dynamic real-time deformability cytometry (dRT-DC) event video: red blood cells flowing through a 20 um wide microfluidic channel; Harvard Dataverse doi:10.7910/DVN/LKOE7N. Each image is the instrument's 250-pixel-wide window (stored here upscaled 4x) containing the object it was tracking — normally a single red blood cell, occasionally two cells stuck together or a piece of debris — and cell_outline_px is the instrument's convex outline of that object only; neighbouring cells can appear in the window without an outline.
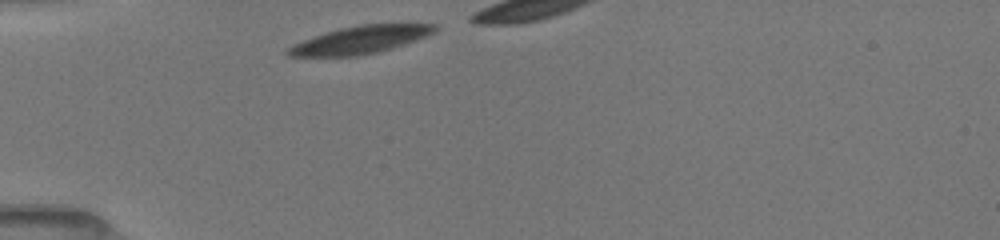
{"species": "common noctule bat (a hibernating species)", "species_latin": "Nyctalus noctula", "temperature_condition": "room temperature", "stored_images_in_passage": 8, "camera_frame_rate_fps": 3000, "um_per_image_px": 0.085, "animal": {"sex": "female", "body_mass_g": 19.5, "forearm_length_mm": 54.1}, "frame": {"image": 1, "passage_image": 1, "time_ms": 0.0, "image_size_px": [1000, 240], "cell_outline_px": [[436, 32], [392, 48], [380, 52], [360, 56], [288, 56], [284, 52], [292, 44], [340, 28], [364, 24], [436, 24]], "centroid_in_image_um": [30.61, 3.4], "position_along_channel_um": 54.4, "area_um2": 23.29}}
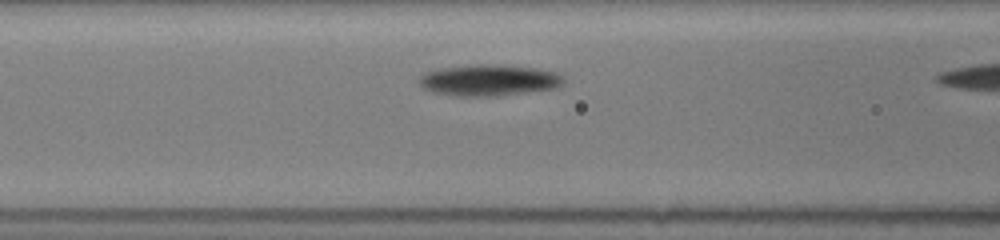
{"frame": {"image": 2, "passage_image": 7, "time_ms": 2.333, "image_size_px": [1000, 240], "cell_outline_px": [[564, 84], [556, 88], [496, 96], [456, 96], [432, 92], [424, 88], [420, 84], [420, 76], [424, 72], [440, 68], [468, 64], [500, 64], [536, 68], [556, 72], [564, 76]], "centroid_in_image_um": [41.57, 6.8], "position_along_channel_um": 125.0, "area_um2": 26.65}}